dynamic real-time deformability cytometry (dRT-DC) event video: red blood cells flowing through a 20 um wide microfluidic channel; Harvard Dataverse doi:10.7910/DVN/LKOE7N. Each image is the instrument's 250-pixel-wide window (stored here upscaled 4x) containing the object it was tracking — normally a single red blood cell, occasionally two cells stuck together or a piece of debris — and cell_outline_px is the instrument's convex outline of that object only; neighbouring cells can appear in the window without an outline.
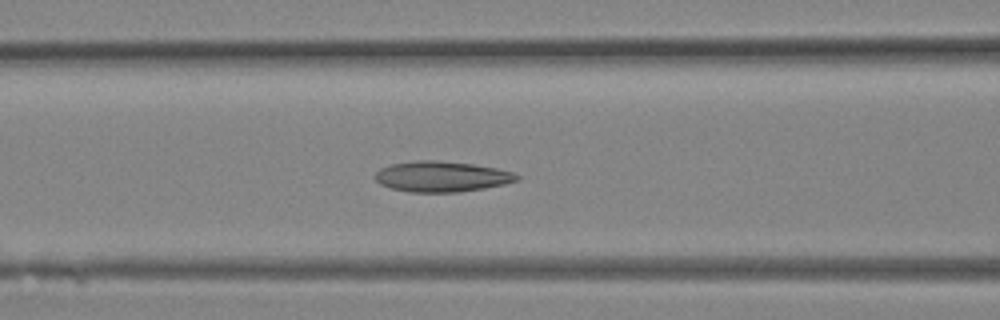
{"species": "Egyptian fruit bat (a non-hibernating species)", "species_latin": "Rousettus aegyptiacus", "temperature_condition": "room temperature", "stored_images_in_passage": 16, "camera_frame_rate_fps": 3000, "um_per_image_px": 0.085, "animal": {"sex": "female"}, "frame": {"image": 1, "passage_image": 12, "time_ms": 3.667, "image_size_px": [1000, 320], "cell_outline_px": [[520, 180], [504, 184], [484, 188], [460, 192], [412, 192], [392, 188], [380, 184], [376, 180], [376, 172], [380, 168], [392, 164], [416, 160], [436, 160], [472, 164], [496, 168], [512, 172], [520, 176]], "centroid_in_image_um": [37.56, 15.0], "position_along_channel_um": 129.0, "area_um2": 25.14}}
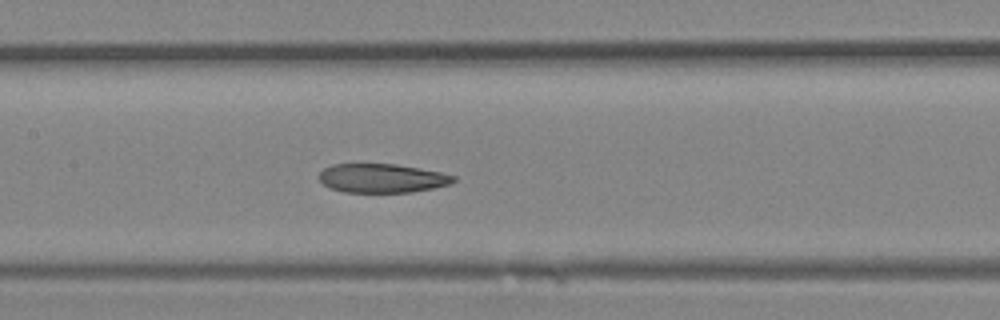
{"frame": {"image": 2, "passage_image": 14, "time_ms": 4.333, "image_size_px": [1000, 320], "cell_outline_px": [[456, 180], [452, 184], [412, 192], [344, 192], [332, 188], [324, 184], [316, 176], [324, 168], [332, 164], [396, 164], [420, 168], [440, 172], [456, 176]], "centroid_in_image_um": [32.48, 15.14], "position_along_channel_um": 174.9, "area_um2": 22.72}}
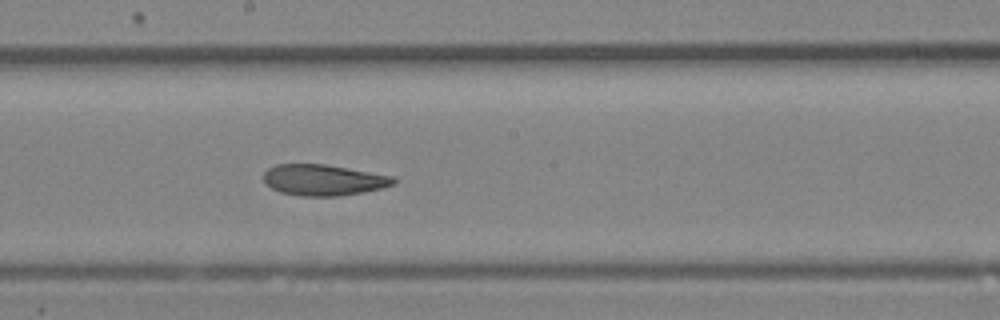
{"frame": {"image": 3, "passage_image": 16, "time_ms": 5.0, "image_size_px": [1000, 320], "cell_outline_px": [[396, 180], [392, 184], [380, 188], [360, 192], [336, 196], [300, 196], [280, 192], [264, 184], [264, 172], [268, 168], [276, 164], [324, 164], [392, 176]], "centroid_in_image_um": [27.41, 15.29], "position_along_channel_um": 220.8, "area_um2": 23.18}}